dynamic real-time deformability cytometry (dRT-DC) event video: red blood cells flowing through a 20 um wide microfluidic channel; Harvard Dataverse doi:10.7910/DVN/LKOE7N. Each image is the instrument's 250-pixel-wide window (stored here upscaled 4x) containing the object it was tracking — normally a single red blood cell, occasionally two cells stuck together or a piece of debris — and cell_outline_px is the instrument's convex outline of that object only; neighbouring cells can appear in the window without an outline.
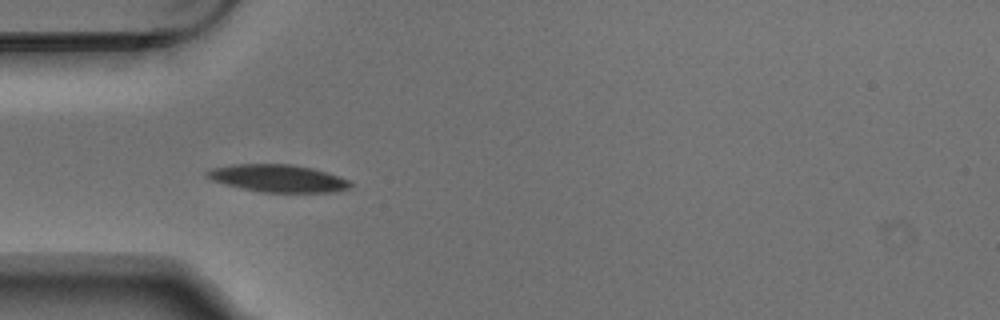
{"species": "Egyptian fruit bat (a non-hibernating species)", "species_latin": "Rousettus aegyptiacus", "temperature_condition": "warm", "stored_images_in_passage": 6, "camera_frame_rate_fps": 3000, "um_per_image_px": 0.085, "animal": {"sex": "male"}, "frame": {"image": 1, "passage_image": 5, "time_ms": 1.333, "image_size_px": [1000, 320], "cell_outline_px": [[352, 184], [348, 188], [332, 192], [264, 192], [224, 184], [212, 180], [204, 176], [204, 172], [212, 168], [232, 164], [288, 164], [312, 168], [348, 180]], "centroid_in_image_um": [23.55, 15.15], "position_along_channel_um": 61.4, "area_um2": 22.6}}
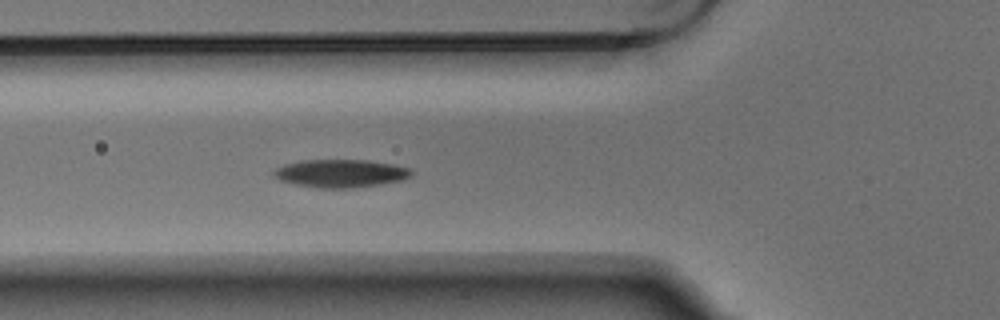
{"frame": {"image": 2, "passage_image": 6, "time_ms": 1.667, "image_size_px": [1000, 320], "cell_outline_px": [[412, 176], [404, 180], [380, 184], [352, 188], [320, 188], [296, 184], [280, 180], [272, 172], [276, 168], [284, 164], [300, 160], [368, 160], [392, 164], [412, 168]], "centroid_in_image_um": [28.99, 14.73], "position_along_channel_um": 96.8, "area_um2": 22.48}}